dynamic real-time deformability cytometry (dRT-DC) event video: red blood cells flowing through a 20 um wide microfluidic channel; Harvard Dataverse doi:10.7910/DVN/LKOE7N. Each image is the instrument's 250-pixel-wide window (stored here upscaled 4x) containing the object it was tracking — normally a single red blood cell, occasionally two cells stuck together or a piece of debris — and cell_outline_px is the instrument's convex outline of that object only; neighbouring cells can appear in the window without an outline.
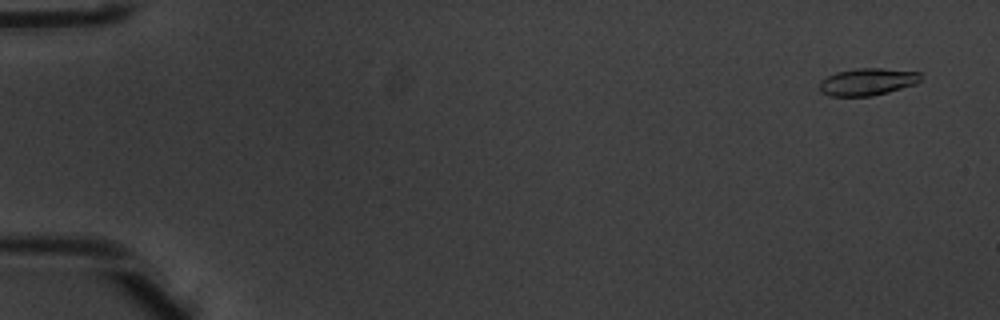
{"species": "common noctule bat (a hibernating species)", "species_latin": "Nyctalus noctula", "temperature_condition": "warm", "stored_images_in_passage": 52, "camera_frame_rate_fps": 3000, "um_per_image_px": 0.085, "animal": {"sex": "male", "body_mass_g": 20.1, "forearm_length_mm": 53.5}, "frame": {"image": 1, "passage_image": 3, "time_ms": 0.667, "image_size_px": [1000, 320], "cell_outline_px": [[920, 80], [916, 84], [888, 92], [872, 96], [828, 96], [820, 92], [820, 80], [836, 72], [856, 68], [880, 68], [920, 72]], "centroid_in_image_um": [73.71, 6.95], "position_along_channel_um": 11.3, "area_um2": 16.07}}
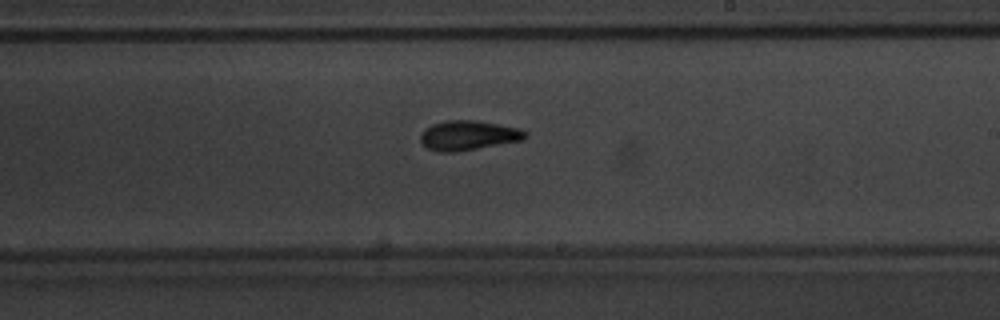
{"frame": {"image": 2, "passage_image": 32, "time_ms": 10.333, "image_size_px": [1000, 320], "cell_outline_px": [[528, 136], [524, 140], [456, 152], [440, 152], [428, 148], [420, 140], [420, 136], [432, 124], [444, 120], [476, 120], [500, 124], [520, 128], [528, 132]], "centroid_in_image_um": [39.87, 11.5], "position_along_channel_um": 249.1, "area_um2": 18.15}}
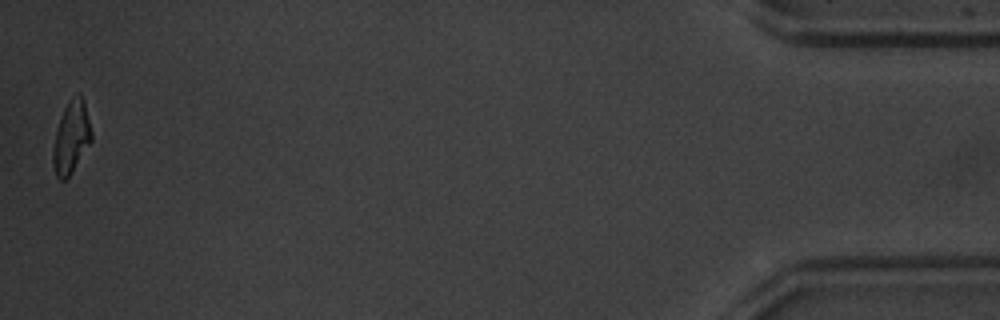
{"frame": {"image": 3, "passage_image": 52, "time_ms": 17.0, "image_size_px": [1000, 320], "cell_outline_px": [[92, 140], [72, 172], [64, 180], [60, 180], [56, 176], [52, 164], [52, 148], [56, 132], [64, 108], [68, 100], [76, 92], [80, 92], [84, 100], [92, 132]], "centroid_in_image_um": [6.06, 11.64], "position_along_channel_um": 429.1, "area_um2": 16.3}, "authors_computed_cell_mechanics": {"area_um2": 16.8776, "velocity_mm_per_s": 3.9779, "shape_relaxation_time_tau1_ms": 4.1002, "shape_relaxation_time_tau2_ms": 1.729, "deformation_change_tau1": 0.1964, "deformation_change_tau2": 0.098}}